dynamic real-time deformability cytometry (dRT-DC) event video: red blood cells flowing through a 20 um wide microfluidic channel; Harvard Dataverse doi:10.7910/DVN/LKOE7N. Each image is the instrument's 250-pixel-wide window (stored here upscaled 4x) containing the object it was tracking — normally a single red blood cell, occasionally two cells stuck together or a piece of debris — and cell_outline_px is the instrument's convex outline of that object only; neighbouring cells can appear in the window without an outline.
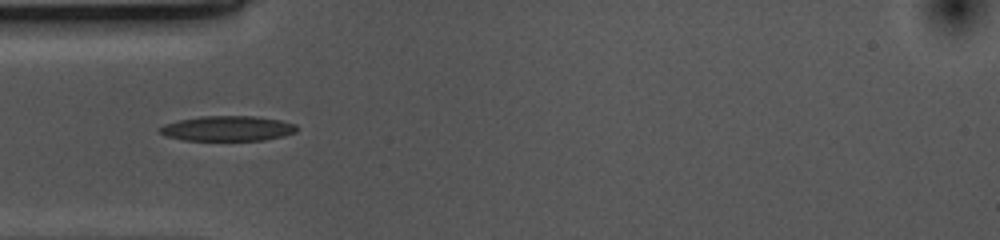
{"species": "common noctule bat (a hibernating species)", "species_latin": "Nyctalus noctula", "temperature_condition": "cold", "stored_images_in_passage": 3, "camera_frame_rate_fps": 3000, "um_per_image_px": 0.085, "animal": {"sex": "female", "body_mass_g": 10.0, "forearm_length_mm": 53.1}, "frame": {"image": 1, "passage_image": 1, "time_ms": 0.0, "image_size_px": [1000, 240], "cell_outline_px": [[296, 132], [284, 136], [264, 140], [184, 140], [168, 136], [160, 132], [156, 128], [164, 124], [180, 120], [200, 116], [256, 116], [280, 120], [296, 124]], "centroid_in_image_um": [19.35, 10.91], "position_along_channel_um": 65.6, "area_um2": 20.0}}